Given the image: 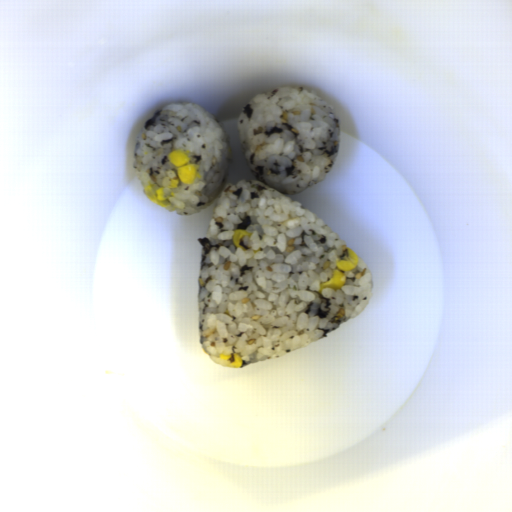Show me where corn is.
<instances>
[{
  "instance_id": "obj_5",
  "label": "corn",
  "mask_w": 512,
  "mask_h": 512,
  "mask_svg": "<svg viewBox=\"0 0 512 512\" xmlns=\"http://www.w3.org/2000/svg\"><path fill=\"white\" fill-rule=\"evenodd\" d=\"M230 367L240 368L243 365V360L238 353H235L233 356V362L229 363Z\"/></svg>"
},
{
  "instance_id": "obj_6",
  "label": "corn",
  "mask_w": 512,
  "mask_h": 512,
  "mask_svg": "<svg viewBox=\"0 0 512 512\" xmlns=\"http://www.w3.org/2000/svg\"><path fill=\"white\" fill-rule=\"evenodd\" d=\"M179 186V180H176V179H171V182H170V188L173 189V188H177Z\"/></svg>"
},
{
  "instance_id": "obj_4",
  "label": "corn",
  "mask_w": 512,
  "mask_h": 512,
  "mask_svg": "<svg viewBox=\"0 0 512 512\" xmlns=\"http://www.w3.org/2000/svg\"><path fill=\"white\" fill-rule=\"evenodd\" d=\"M251 235V232H248L245 229H235L232 243L234 246L240 248L244 252L246 249L245 247H242L240 243L244 237H251Z\"/></svg>"
},
{
  "instance_id": "obj_1",
  "label": "corn",
  "mask_w": 512,
  "mask_h": 512,
  "mask_svg": "<svg viewBox=\"0 0 512 512\" xmlns=\"http://www.w3.org/2000/svg\"><path fill=\"white\" fill-rule=\"evenodd\" d=\"M166 158L176 168L180 183L186 185L194 183L196 179L201 180L198 165L192 162L189 154L176 149L167 154Z\"/></svg>"
},
{
  "instance_id": "obj_2",
  "label": "corn",
  "mask_w": 512,
  "mask_h": 512,
  "mask_svg": "<svg viewBox=\"0 0 512 512\" xmlns=\"http://www.w3.org/2000/svg\"><path fill=\"white\" fill-rule=\"evenodd\" d=\"M359 257L354 250L348 249L346 257L343 260H339L335 264V270L332 271L330 278L326 282H322L320 285V292L323 289H341L346 283V276L344 272L353 271L357 268Z\"/></svg>"
},
{
  "instance_id": "obj_3",
  "label": "corn",
  "mask_w": 512,
  "mask_h": 512,
  "mask_svg": "<svg viewBox=\"0 0 512 512\" xmlns=\"http://www.w3.org/2000/svg\"><path fill=\"white\" fill-rule=\"evenodd\" d=\"M164 189L165 187H156L154 184H151L145 187L144 192L150 201L164 208L171 205L170 198L175 195L174 192L165 195Z\"/></svg>"
},
{
  "instance_id": "obj_7",
  "label": "corn",
  "mask_w": 512,
  "mask_h": 512,
  "mask_svg": "<svg viewBox=\"0 0 512 512\" xmlns=\"http://www.w3.org/2000/svg\"><path fill=\"white\" fill-rule=\"evenodd\" d=\"M221 361H227V360H230L231 359V354H220L219 355Z\"/></svg>"
}]
</instances>
